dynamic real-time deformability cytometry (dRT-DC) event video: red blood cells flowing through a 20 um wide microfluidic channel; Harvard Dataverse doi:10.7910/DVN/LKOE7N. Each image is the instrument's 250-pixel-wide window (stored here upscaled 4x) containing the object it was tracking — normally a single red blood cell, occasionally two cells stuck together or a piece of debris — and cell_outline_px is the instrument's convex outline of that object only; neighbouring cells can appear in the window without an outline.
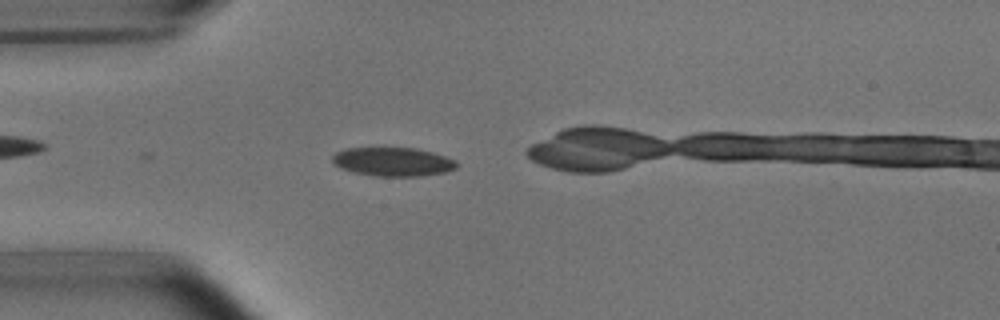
{"species": "common noctule bat (a hibernating species)", "species_latin": "Nyctalus noctula", "temperature_condition": "room temperature", "stored_images_in_passage": 2, "camera_frame_rate_fps": 3000, "um_per_image_px": 0.085, "animal": {"sex": "male", "body_mass_g": 15.6}, "frame": {"image": 1, "passage_image": 1, "time_ms": 0.0, "image_size_px": [1000, 320], "cell_outline_px": [[456, 168], [444, 172], [420, 176], [372, 176], [352, 172], [340, 168], [332, 160], [332, 156], [336, 152], [348, 148], [384, 144], [416, 148], [432, 152], [456, 160]], "centroid_in_image_um": [33.34, 13.69], "position_along_channel_um": 51.7, "area_um2": 21.73}}